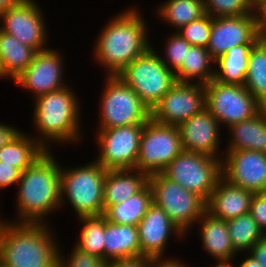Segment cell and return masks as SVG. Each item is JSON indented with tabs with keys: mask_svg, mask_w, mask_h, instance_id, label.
Returning a JSON list of instances; mask_svg holds the SVG:
<instances>
[{
	"mask_svg": "<svg viewBox=\"0 0 266 267\" xmlns=\"http://www.w3.org/2000/svg\"><path fill=\"white\" fill-rule=\"evenodd\" d=\"M141 14L136 8H127L100 31L93 55L98 64L107 69L106 75H118L152 46Z\"/></svg>",
	"mask_w": 266,
	"mask_h": 267,
	"instance_id": "obj_1",
	"label": "cell"
},
{
	"mask_svg": "<svg viewBox=\"0 0 266 267\" xmlns=\"http://www.w3.org/2000/svg\"><path fill=\"white\" fill-rule=\"evenodd\" d=\"M53 155L46 150L21 173L14 222L47 223V215L61 208V165Z\"/></svg>",
	"mask_w": 266,
	"mask_h": 267,
	"instance_id": "obj_2",
	"label": "cell"
},
{
	"mask_svg": "<svg viewBox=\"0 0 266 267\" xmlns=\"http://www.w3.org/2000/svg\"><path fill=\"white\" fill-rule=\"evenodd\" d=\"M51 231L45 223L5 220L0 232V264L3 267H59L62 249Z\"/></svg>",
	"mask_w": 266,
	"mask_h": 267,
	"instance_id": "obj_3",
	"label": "cell"
},
{
	"mask_svg": "<svg viewBox=\"0 0 266 267\" xmlns=\"http://www.w3.org/2000/svg\"><path fill=\"white\" fill-rule=\"evenodd\" d=\"M76 94L69 85L35 98L33 124L38 131L35 139L46 150H52L49 145L56 142H80L81 104Z\"/></svg>",
	"mask_w": 266,
	"mask_h": 267,
	"instance_id": "obj_4",
	"label": "cell"
},
{
	"mask_svg": "<svg viewBox=\"0 0 266 267\" xmlns=\"http://www.w3.org/2000/svg\"><path fill=\"white\" fill-rule=\"evenodd\" d=\"M106 174L107 169L95 160L74 168L66 169L61 166V207L68 200L66 203L71 205L78 218L103 215V188Z\"/></svg>",
	"mask_w": 266,
	"mask_h": 267,
	"instance_id": "obj_5",
	"label": "cell"
},
{
	"mask_svg": "<svg viewBox=\"0 0 266 267\" xmlns=\"http://www.w3.org/2000/svg\"><path fill=\"white\" fill-rule=\"evenodd\" d=\"M151 46L128 64L117 76L139 96L151 111L177 82L175 73Z\"/></svg>",
	"mask_w": 266,
	"mask_h": 267,
	"instance_id": "obj_6",
	"label": "cell"
},
{
	"mask_svg": "<svg viewBox=\"0 0 266 267\" xmlns=\"http://www.w3.org/2000/svg\"><path fill=\"white\" fill-rule=\"evenodd\" d=\"M106 78L99 100L97 130L145 124L151 118V111L139 96L117 75H106Z\"/></svg>",
	"mask_w": 266,
	"mask_h": 267,
	"instance_id": "obj_7",
	"label": "cell"
},
{
	"mask_svg": "<svg viewBox=\"0 0 266 267\" xmlns=\"http://www.w3.org/2000/svg\"><path fill=\"white\" fill-rule=\"evenodd\" d=\"M148 184L152 189L153 203L164 210L186 236L206 212V201L162 173L149 175Z\"/></svg>",
	"mask_w": 266,
	"mask_h": 267,
	"instance_id": "obj_8",
	"label": "cell"
},
{
	"mask_svg": "<svg viewBox=\"0 0 266 267\" xmlns=\"http://www.w3.org/2000/svg\"><path fill=\"white\" fill-rule=\"evenodd\" d=\"M161 173L207 202L222 177V159L204 153L182 151Z\"/></svg>",
	"mask_w": 266,
	"mask_h": 267,
	"instance_id": "obj_9",
	"label": "cell"
},
{
	"mask_svg": "<svg viewBox=\"0 0 266 267\" xmlns=\"http://www.w3.org/2000/svg\"><path fill=\"white\" fill-rule=\"evenodd\" d=\"M183 151L176 125H164L151 118L144 124L135 170L148 176L161 173Z\"/></svg>",
	"mask_w": 266,
	"mask_h": 267,
	"instance_id": "obj_10",
	"label": "cell"
},
{
	"mask_svg": "<svg viewBox=\"0 0 266 267\" xmlns=\"http://www.w3.org/2000/svg\"><path fill=\"white\" fill-rule=\"evenodd\" d=\"M204 88L207 110L226 128L255 116L263 108L244 85L225 84L213 78Z\"/></svg>",
	"mask_w": 266,
	"mask_h": 267,
	"instance_id": "obj_11",
	"label": "cell"
},
{
	"mask_svg": "<svg viewBox=\"0 0 266 267\" xmlns=\"http://www.w3.org/2000/svg\"><path fill=\"white\" fill-rule=\"evenodd\" d=\"M144 124L96 130L99 156L94 159L107 170L134 169Z\"/></svg>",
	"mask_w": 266,
	"mask_h": 267,
	"instance_id": "obj_12",
	"label": "cell"
},
{
	"mask_svg": "<svg viewBox=\"0 0 266 267\" xmlns=\"http://www.w3.org/2000/svg\"><path fill=\"white\" fill-rule=\"evenodd\" d=\"M206 108L204 84L177 81L151 110V119L164 125H176Z\"/></svg>",
	"mask_w": 266,
	"mask_h": 267,
	"instance_id": "obj_13",
	"label": "cell"
},
{
	"mask_svg": "<svg viewBox=\"0 0 266 267\" xmlns=\"http://www.w3.org/2000/svg\"><path fill=\"white\" fill-rule=\"evenodd\" d=\"M42 14L36 1L22 0L0 13V30L36 51L46 50L48 31Z\"/></svg>",
	"mask_w": 266,
	"mask_h": 267,
	"instance_id": "obj_14",
	"label": "cell"
},
{
	"mask_svg": "<svg viewBox=\"0 0 266 267\" xmlns=\"http://www.w3.org/2000/svg\"><path fill=\"white\" fill-rule=\"evenodd\" d=\"M222 177L252 193L266 192V153L253 150H226Z\"/></svg>",
	"mask_w": 266,
	"mask_h": 267,
	"instance_id": "obj_15",
	"label": "cell"
},
{
	"mask_svg": "<svg viewBox=\"0 0 266 267\" xmlns=\"http://www.w3.org/2000/svg\"><path fill=\"white\" fill-rule=\"evenodd\" d=\"M63 67L62 54L58 50L47 48L37 51L31 64L13 81L20 88L34 93L35 99L68 86L64 84Z\"/></svg>",
	"mask_w": 266,
	"mask_h": 267,
	"instance_id": "obj_16",
	"label": "cell"
},
{
	"mask_svg": "<svg viewBox=\"0 0 266 267\" xmlns=\"http://www.w3.org/2000/svg\"><path fill=\"white\" fill-rule=\"evenodd\" d=\"M258 40L257 14L212 18L207 50L215 61L232 47L255 44Z\"/></svg>",
	"mask_w": 266,
	"mask_h": 267,
	"instance_id": "obj_17",
	"label": "cell"
},
{
	"mask_svg": "<svg viewBox=\"0 0 266 267\" xmlns=\"http://www.w3.org/2000/svg\"><path fill=\"white\" fill-rule=\"evenodd\" d=\"M141 257L164 258L171 233L179 238L185 237L164 210L152 203L137 225ZM163 256V257H162Z\"/></svg>",
	"mask_w": 266,
	"mask_h": 267,
	"instance_id": "obj_18",
	"label": "cell"
},
{
	"mask_svg": "<svg viewBox=\"0 0 266 267\" xmlns=\"http://www.w3.org/2000/svg\"><path fill=\"white\" fill-rule=\"evenodd\" d=\"M177 127L180 132L183 151L204 153L222 159L218 155L221 126L207 108L181 122Z\"/></svg>",
	"mask_w": 266,
	"mask_h": 267,
	"instance_id": "obj_19",
	"label": "cell"
},
{
	"mask_svg": "<svg viewBox=\"0 0 266 267\" xmlns=\"http://www.w3.org/2000/svg\"><path fill=\"white\" fill-rule=\"evenodd\" d=\"M253 195L254 193L235 186L221 177L206 202V211L224 221L236 218L249 213Z\"/></svg>",
	"mask_w": 266,
	"mask_h": 267,
	"instance_id": "obj_20",
	"label": "cell"
},
{
	"mask_svg": "<svg viewBox=\"0 0 266 267\" xmlns=\"http://www.w3.org/2000/svg\"><path fill=\"white\" fill-rule=\"evenodd\" d=\"M197 223L200 224L199 237L204 250L214 257L216 263L233 264L234 256L238 253L232 246L226 221L215 218L206 211Z\"/></svg>",
	"mask_w": 266,
	"mask_h": 267,
	"instance_id": "obj_21",
	"label": "cell"
},
{
	"mask_svg": "<svg viewBox=\"0 0 266 267\" xmlns=\"http://www.w3.org/2000/svg\"><path fill=\"white\" fill-rule=\"evenodd\" d=\"M141 257L137 226L114 224L104 217V259L107 262Z\"/></svg>",
	"mask_w": 266,
	"mask_h": 267,
	"instance_id": "obj_22",
	"label": "cell"
},
{
	"mask_svg": "<svg viewBox=\"0 0 266 267\" xmlns=\"http://www.w3.org/2000/svg\"><path fill=\"white\" fill-rule=\"evenodd\" d=\"M149 176L135 169L107 170L103 188L104 212L141 191Z\"/></svg>",
	"mask_w": 266,
	"mask_h": 267,
	"instance_id": "obj_23",
	"label": "cell"
},
{
	"mask_svg": "<svg viewBox=\"0 0 266 267\" xmlns=\"http://www.w3.org/2000/svg\"><path fill=\"white\" fill-rule=\"evenodd\" d=\"M227 150H253L266 153V108L255 116L231 125Z\"/></svg>",
	"mask_w": 266,
	"mask_h": 267,
	"instance_id": "obj_24",
	"label": "cell"
},
{
	"mask_svg": "<svg viewBox=\"0 0 266 267\" xmlns=\"http://www.w3.org/2000/svg\"><path fill=\"white\" fill-rule=\"evenodd\" d=\"M36 52L0 30V79L15 80L31 64Z\"/></svg>",
	"mask_w": 266,
	"mask_h": 267,
	"instance_id": "obj_25",
	"label": "cell"
},
{
	"mask_svg": "<svg viewBox=\"0 0 266 267\" xmlns=\"http://www.w3.org/2000/svg\"><path fill=\"white\" fill-rule=\"evenodd\" d=\"M254 44H242L227 50L215 60L214 79L225 84L244 85L248 59Z\"/></svg>",
	"mask_w": 266,
	"mask_h": 267,
	"instance_id": "obj_26",
	"label": "cell"
},
{
	"mask_svg": "<svg viewBox=\"0 0 266 267\" xmlns=\"http://www.w3.org/2000/svg\"><path fill=\"white\" fill-rule=\"evenodd\" d=\"M18 131L1 149L0 161L12 164L21 172L27 169L46 149L34 138ZM32 136V137H31Z\"/></svg>",
	"mask_w": 266,
	"mask_h": 267,
	"instance_id": "obj_27",
	"label": "cell"
},
{
	"mask_svg": "<svg viewBox=\"0 0 266 267\" xmlns=\"http://www.w3.org/2000/svg\"><path fill=\"white\" fill-rule=\"evenodd\" d=\"M152 203V189L147 184L141 191L125 201L110 206L103 216L114 224L137 226Z\"/></svg>",
	"mask_w": 266,
	"mask_h": 267,
	"instance_id": "obj_28",
	"label": "cell"
},
{
	"mask_svg": "<svg viewBox=\"0 0 266 267\" xmlns=\"http://www.w3.org/2000/svg\"><path fill=\"white\" fill-rule=\"evenodd\" d=\"M215 61L212 59L207 48L191 45L187 49L185 61L175 72L176 80L179 82H192L206 84L214 78L213 66Z\"/></svg>",
	"mask_w": 266,
	"mask_h": 267,
	"instance_id": "obj_29",
	"label": "cell"
},
{
	"mask_svg": "<svg viewBox=\"0 0 266 267\" xmlns=\"http://www.w3.org/2000/svg\"><path fill=\"white\" fill-rule=\"evenodd\" d=\"M245 88L266 108V43L257 41L251 48Z\"/></svg>",
	"mask_w": 266,
	"mask_h": 267,
	"instance_id": "obj_30",
	"label": "cell"
},
{
	"mask_svg": "<svg viewBox=\"0 0 266 267\" xmlns=\"http://www.w3.org/2000/svg\"><path fill=\"white\" fill-rule=\"evenodd\" d=\"M156 11L161 20L178 30L205 15L204 0H168Z\"/></svg>",
	"mask_w": 266,
	"mask_h": 267,
	"instance_id": "obj_31",
	"label": "cell"
},
{
	"mask_svg": "<svg viewBox=\"0 0 266 267\" xmlns=\"http://www.w3.org/2000/svg\"><path fill=\"white\" fill-rule=\"evenodd\" d=\"M226 224L232 246L237 253L248 252L257 241L265 236L250 213L227 220Z\"/></svg>",
	"mask_w": 266,
	"mask_h": 267,
	"instance_id": "obj_32",
	"label": "cell"
},
{
	"mask_svg": "<svg viewBox=\"0 0 266 267\" xmlns=\"http://www.w3.org/2000/svg\"><path fill=\"white\" fill-rule=\"evenodd\" d=\"M79 221L82 227L74 245L104 259V216L79 217Z\"/></svg>",
	"mask_w": 266,
	"mask_h": 267,
	"instance_id": "obj_33",
	"label": "cell"
},
{
	"mask_svg": "<svg viewBox=\"0 0 266 267\" xmlns=\"http://www.w3.org/2000/svg\"><path fill=\"white\" fill-rule=\"evenodd\" d=\"M205 14L212 18L256 14L253 0H204Z\"/></svg>",
	"mask_w": 266,
	"mask_h": 267,
	"instance_id": "obj_34",
	"label": "cell"
},
{
	"mask_svg": "<svg viewBox=\"0 0 266 267\" xmlns=\"http://www.w3.org/2000/svg\"><path fill=\"white\" fill-rule=\"evenodd\" d=\"M212 26V17L205 14L186 24L176 32L193 46L207 48Z\"/></svg>",
	"mask_w": 266,
	"mask_h": 267,
	"instance_id": "obj_35",
	"label": "cell"
},
{
	"mask_svg": "<svg viewBox=\"0 0 266 267\" xmlns=\"http://www.w3.org/2000/svg\"><path fill=\"white\" fill-rule=\"evenodd\" d=\"M163 52L165 56H160L162 62L174 73L182 66L185 61L187 49L191 44L174 31L165 42Z\"/></svg>",
	"mask_w": 266,
	"mask_h": 267,
	"instance_id": "obj_36",
	"label": "cell"
},
{
	"mask_svg": "<svg viewBox=\"0 0 266 267\" xmlns=\"http://www.w3.org/2000/svg\"><path fill=\"white\" fill-rule=\"evenodd\" d=\"M70 253L69 257L67 256L66 258L59 251V267H107L105 259L83 252L76 246H73V250Z\"/></svg>",
	"mask_w": 266,
	"mask_h": 267,
	"instance_id": "obj_37",
	"label": "cell"
},
{
	"mask_svg": "<svg viewBox=\"0 0 266 267\" xmlns=\"http://www.w3.org/2000/svg\"><path fill=\"white\" fill-rule=\"evenodd\" d=\"M249 213L257 222L263 234L266 235V192L253 195Z\"/></svg>",
	"mask_w": 266,
	"mask_h": 267,
	"instance_id": "obj_38",
	"label": "cell"
},
{
	"mask_svg": "<svg viewBox=\"0 0 266 267\" xmlns=\"http://www.w3.org/2000/svg\"><path fill=\"white\" fill-rule=\"evenodd\" d=\"M21 173L22 172L12 164L0 161V190L18 184Z\"/></svg>",
	"mask_w": 266,
	"mask_h": 267,
	"instance_id": "obj_39",
	"label": "cell"
},
{
	"mask_svg": "<svg viewBox=\"0 0 266 267\" xmlns=\"http://www.w3.org/2000/svg\"><path fill=\"white\" fill-rule=\"evenodd\" d=\"M155 260L156 259L152 257L142 256L107 262V267H154Z\"/></svg>",
	"mask_w": 266,
	"mask_h": 267,
	"instance_id": "obj_40",
	"label": "cell"
},
{
	"mask_svg": "<svg viewBox=\"0 0 266 267\" xmlns=\"http://www.w3.org/2000/svg\"><path fill=\"white\" fill-rule=\"evenodd\" d=\"M256 14L258 18L259 41L266 43V0L256 3Z\"/></svg>",
	"mask_w": 266,
	"mask_h": 267,
	"instance_id": "obj_41",
	"label": "cell"
},
{
	"mask_svg": "<svg viewBox=\"0 0 266 267\" xmlns=\"http://www.w3.org/2000/svg\"><path fill=\"white\" fill-rule=\"evenodd\" d=\"M261 267H266V235L257 241L247 252Z\"/></svg>",
	"mask_w": 266,
	"mask_h": 267,
	"instance_id": "obj_42",
	"label": "cell"
},
{
	"mask_svg": "<svg viewBox=\"0 0 266 267\" xmlns=\"http://www.w3.org/2000/svg\"><path fill=\"white\" fill-rule=\"evenodd\" d=\"M19 130L8 124L0 122V149L18 132Z\"/></svg>",
	"mask_w": 266,
	"mask_h": 267,
	"instance_id": "obj_43",
	"label": "cell"
},
{
	"mask_svg": "<svg viewBox=\"0 0 266 267\" xmlns=\"http://www.w3.org/2000/svg\"><path fill=\"white\" fill-rule=\"evenodd\" d=\"M154 267H189V266H187L185 263L183 264V262H181L178 259L173 258L172 260V258H170L165 261L164 258H162L155 260Z\"/></svg>",
	"mask_w": 266,
	"mask_h": 267,
	"instance_id": "obj_44",
	"label": "cell"
},
{
	"mask_svg": "<svg viewBox=\"0 0 266 267\" xmlns=\"http://www.w3.org/2000/svg\"><path fill=\"white\" fill-rule=\"evenodd\" d=\"M249 254H247V258H245L244 260H242V262H240L241 264L238 266H235L233 264H231V267H261L259 265V263Z\"/></svg>",
	"mask_w": 266,
	"mask_h": 267,
	"instance_id": "obj_45",
	"label": "cell"
},
{
	"mask_svg": "<svg viewBox=\"0 0 266 267\" xmlns=\"http://www.w3.org/2000/svg\"><path fill=\"white\" fill-rule=\"evenodd\" d=\"M22 0H0V13L7 10L9 7L15 6Z\"/></svg>",
	"mask_w": 266,
	"mask_h": 267,
	"instance_id": "obj_46",
	"label": "cell"
},
{
	"mask_svg": "<svg viewBox=\"0 0 266 267\" xmlns=\"http://www.w3.org/2000/svg\"><path fill=\"white\" fill-rule=\"evenodd\" d=\"M214 267H231V264H228V263H217L216 266L214 265Z\"/></svg>",
	"mask_w": 266,
	"mask_h": 267,
	"instance_id": "obj_47",
	"label": "cell"
},
{
	"mask_svg": "<svg viewBox=\"0 0 266 267\" xmlns=\"http://www.w3.org/2000/svg\"><path fill=\"white\" fill-rule=\"evenodd\" d=\"M4 220H5V219H3L2 221H0V232H1L2 225L5 223Z\"/></svg>",
	"mask_w": 266,
	"mask_h": 267,
	"instance_id": "obj_48",
	"label": "cell"
},
{
	"mask_svg": "<svg viewBox=\"0 0 266 267\" xmlns=\"http://www.w3.org/2000/svg\"><path fill=\"white\" fill-rule=\"evenodd\" d=\"M255 3H258L259 1H261V0H253Z\"/></svg>",
	"mask_w": 266,
	"mask_h": 267,
	"instance_id": "obj_49",
	"label": "cell"
}]
</instances>
